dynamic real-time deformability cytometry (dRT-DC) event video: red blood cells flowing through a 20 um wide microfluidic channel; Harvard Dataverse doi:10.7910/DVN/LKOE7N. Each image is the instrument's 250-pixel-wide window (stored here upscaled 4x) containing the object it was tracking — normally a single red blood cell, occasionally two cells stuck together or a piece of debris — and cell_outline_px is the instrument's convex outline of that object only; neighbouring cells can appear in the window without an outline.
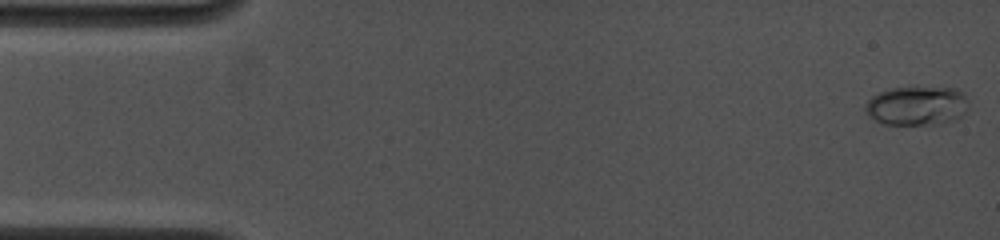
{"species": "common noctule bat (a hibernating species)", "species_latin": "Nyctalus noctula", "temperature_condition": "cold", "stored_images_in_passage": 32, "camera_frame_rate_fps": 4500, "um_per_image_px": 0.085, "animal": {"sex": "female", "body_mass_g": 19.0, "forearm_length_mm": 53.3}, "frame": {"image": 1, "passage_image": 1, "time_ms": 0.0, "image_size_px": [1000, 240], "cell_outline_px": [[964, 112], [960, 116], [952, 120], [936, 124], [884, 124], [876, 120], [864, 108], [864, 104], [872, 96], [888, 88], [956, 88], [964, 96]], "centroid_in_image_um": [77.86, 8.99], "position_along_channel_um": 7.1, "area_um2": 22.77}}
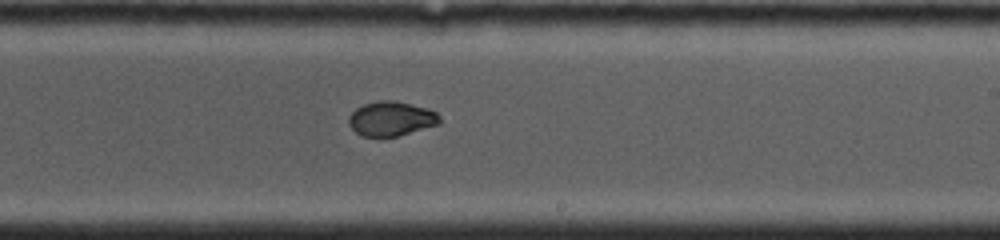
{"frame": {"image": 2, "passage_image": 19, "time_ms": 9.556, "image_size_px": [1000, 240], "cell_outline_px": [[440, 124], [400, 136], [360, 136], [348, 124], [348, 116], [356, 108], [364, 104], [380, 100], [392, 100], [428, 108], [436, 112], [440, 116]], "centroid_in_image_um": [33.26, 10.09], "position_along_channel_um": 255.7, "area_um2": 18.38}}
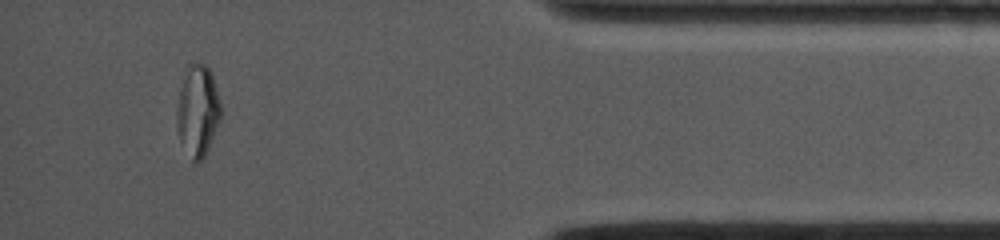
{"frame": {"image": 3, "passage_image": 31, "time_ms": 14.444, "image_size_px": [1000, 240], "cell_outline_px": [[220, 120], [208, 148], [204, 156], [196, 164], [192, 160], [180, 140], [176, 124], [176, 112], [180, 88], [188, 64], [208, 64], [212, 72], [220, 104]], "centroid_in_image_um": [16.8, 9.39], "position_along_channel_um": 418.4, "area_um2": 23.18}}